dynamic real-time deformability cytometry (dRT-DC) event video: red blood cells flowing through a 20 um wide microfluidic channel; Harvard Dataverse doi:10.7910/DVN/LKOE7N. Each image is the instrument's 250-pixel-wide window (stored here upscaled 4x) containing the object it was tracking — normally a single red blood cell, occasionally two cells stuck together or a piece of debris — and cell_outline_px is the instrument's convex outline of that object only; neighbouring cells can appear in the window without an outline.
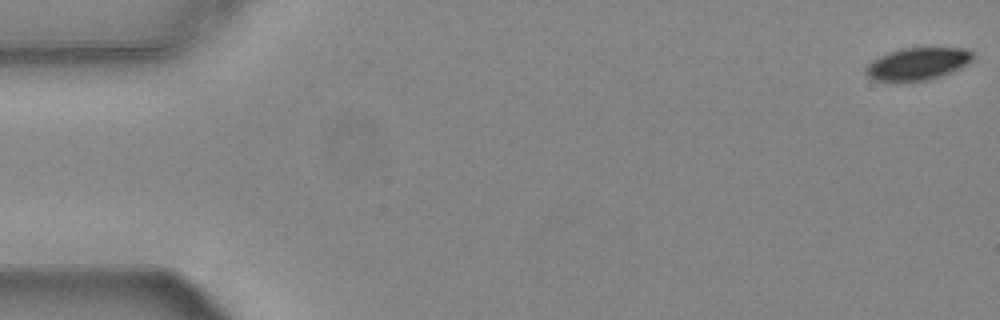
{"species": "common noctule bat (a hibernating species)", "species_latin": "Nyctalus noctula", "temperature_condition": "warm", "stored_images_in_passage": 55, "camera_frame_rate_fps": 3000, "um_per_image_px": 0.085, "animal": {"sex": "female", "body_mass_g": 24.6, "forearm_length_mm": 56.2}, "frame": {"image": 1, "passage_image": 1, "time_ms": 0.0, "image_size_px": [1000, 320], "cell_outline_px": [[976, 56], [968, 64], [960, 68], [940, 76], [928, 80], [872, 80], [864, 72], [864, 68], [872, 60], [888, 52], [900, 48], [964, 48], [972, 52]], "centroid_in_image_um": [78.0, 5.4], "position_along_channel_um": 7.0, "area_um2": 20.06}}
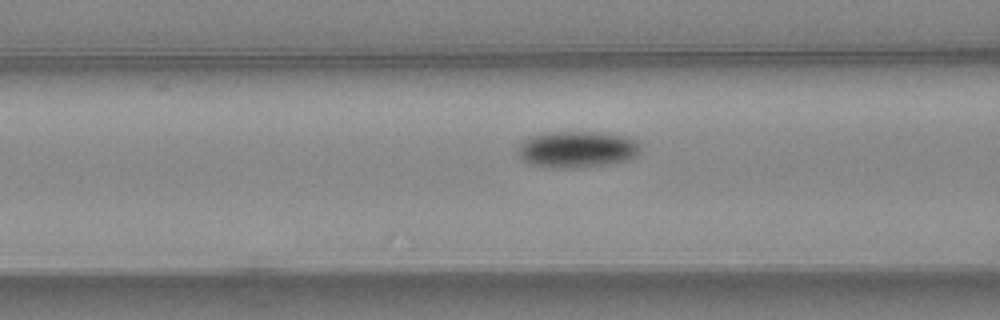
{"frame": {"image": 2, "passage_image": 22, "time_ms": 7.0, "image_size_px": [1000, 320], "cell_outline_px": [[640, 152], [636, 156], [628, 160], [608, 164], [564, 168], [532, 164], [520, 160], [516, 152], [516, 148], [528, 136], [560, 132], [596, 132], [628, 136], [636, 140], [640, 144]], "centroid_in_image_um": [49.05, 12.69], "position_along_channel_um": 117.5, "area_um2": 26.01}}
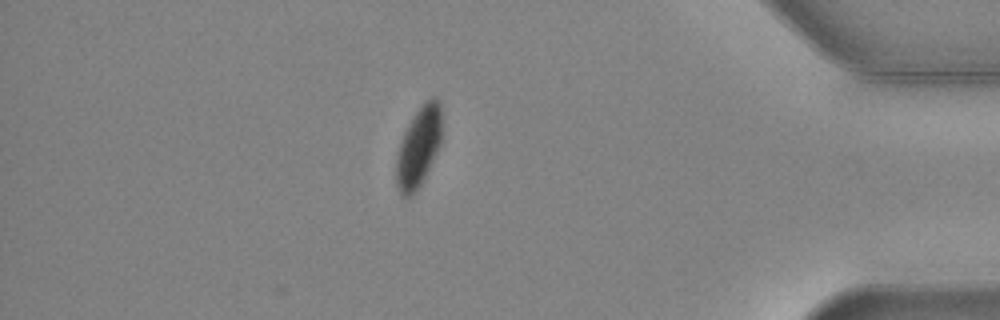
{"frame": {"image": 3, "passage_image": 48, "time_ms": 15.667, "image_size_px": [1000, 320], "cell_outline_px": [[440, 144], [420, 184], [412, 196], [404, 196], [400, 192], [396, 184], [396, 156], [404, 132], [408, 124], [424, 100], [432, 96], [436, 96], [440, 104]], "centroid_in_image_um": [35.56, 12.46], "position_along_channel_um": 399.6, "area_um2": 20.75}, "authors_computed_cell_mechanics": {"area_um2": 23.1778, "velocity_mm_per_s": 3.7224, "shape_relaxation_time_tau1_ms": 2.4822, "shape_relaxation_time_tau2_ms": null, "deformation_change_tau1": 0.1007, "deformation_change_tau2": null}}